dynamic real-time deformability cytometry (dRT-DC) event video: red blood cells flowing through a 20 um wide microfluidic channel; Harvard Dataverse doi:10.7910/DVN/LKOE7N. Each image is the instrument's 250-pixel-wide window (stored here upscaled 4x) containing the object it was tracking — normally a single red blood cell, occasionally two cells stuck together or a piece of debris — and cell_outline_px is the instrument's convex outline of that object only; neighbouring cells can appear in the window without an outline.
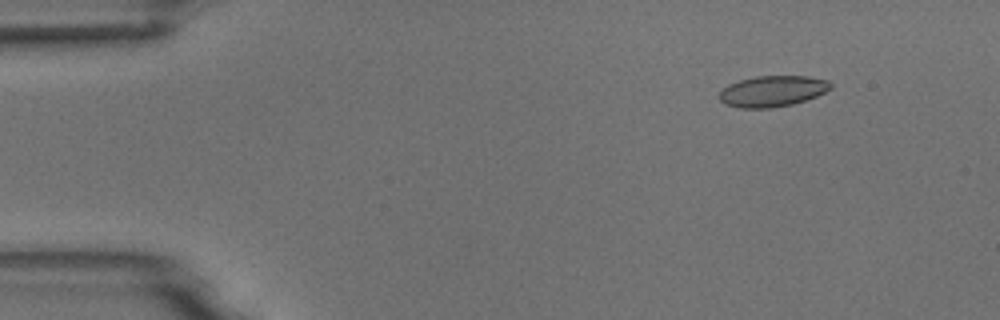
{"species": "common noctule bat (a hibernating species)", "species_latin": "Nyctalus noctula", "temperature_condition": "room temperature", "stored_images_in_passage": 4, "camera_frame_rate_fps": 3000, "um_per_image_px": 0.085, "animal": {"sex": "male", "body_mass_g": 18.8}, "frame": {"image": 1, "passage_image": 2, "time_ms": 0.333, "image_size_px": [1000, 320], "cell_outline_px": [[832, 88], [816, 96], [792, 104], [768, 108], [740, 108], [724, 104], [720, 100], [720, 92], [728, 84], [740, 80], [756, 76], [808, 76], [828, 80], [832, 84]], "centroid_in_image_um": [65.66, 7.74], "position_along_channel_um": 19.3, "area_um2": 20.0}}
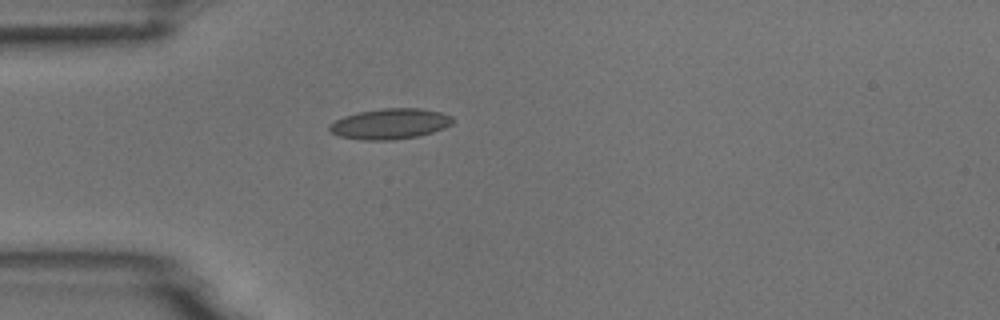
{"frame": {"image": 2, "passage_image": 4, "time_ms": 1.0, "image_size_px": [1000, 320], "cell_outline_px": [[452, 124], [444, 128], [432, 132], [416, 136], [392, 140], [364, 140], [340, 136], [328, 132], [328, 124], [344, 116], [360, 112], [384, 108], [420, 108], [440, 112], [452, 116]], "centroid_in_image_um": [33.12, 10.52], "position_along_channel_um": 51.9, "area_um2": 21.85}}